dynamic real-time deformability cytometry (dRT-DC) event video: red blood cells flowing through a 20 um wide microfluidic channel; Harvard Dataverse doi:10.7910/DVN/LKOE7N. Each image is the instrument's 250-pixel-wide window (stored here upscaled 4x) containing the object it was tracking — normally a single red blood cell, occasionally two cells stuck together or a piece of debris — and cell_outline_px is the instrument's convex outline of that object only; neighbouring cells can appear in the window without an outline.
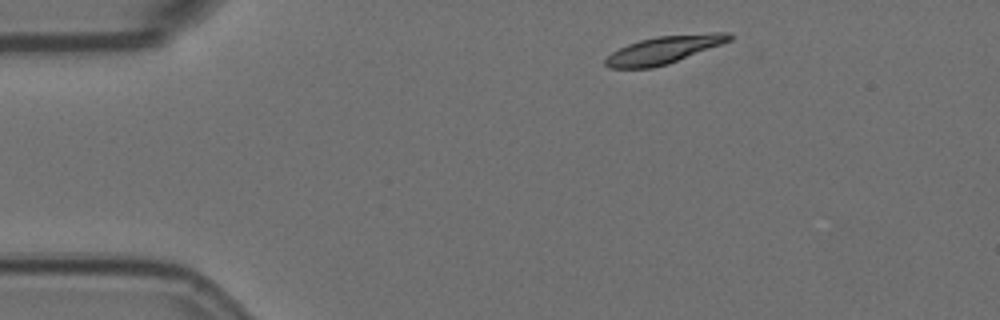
{"species": "Egyptian fruit bat (a non-hibernating species)", "species_latin": "Rousettus aegyptiacus", "temperature_condition": "room temperature", "stored_images_in_passage": 3, "camera_frame_rate_fps": 3000, "um_per_image_px": 0.085, "animal": {"sex": "female"}, "frame": {"image": 1, "passage_image": 1, "time_ms": 0.0, "image_size_px": [1000, 320], "cell_outline_px": [[732, 40], [668, 64], [652, 68], [608, 68], [604, 64], [604, 60], [612, 52], [628, 44], [640, 40], [656, 36], [712, 32], [732, 32]], "centroid_in_image_um": [56.45, 4.22], "position_along_channel_um": 28.6, "area_um2": 20.0}}